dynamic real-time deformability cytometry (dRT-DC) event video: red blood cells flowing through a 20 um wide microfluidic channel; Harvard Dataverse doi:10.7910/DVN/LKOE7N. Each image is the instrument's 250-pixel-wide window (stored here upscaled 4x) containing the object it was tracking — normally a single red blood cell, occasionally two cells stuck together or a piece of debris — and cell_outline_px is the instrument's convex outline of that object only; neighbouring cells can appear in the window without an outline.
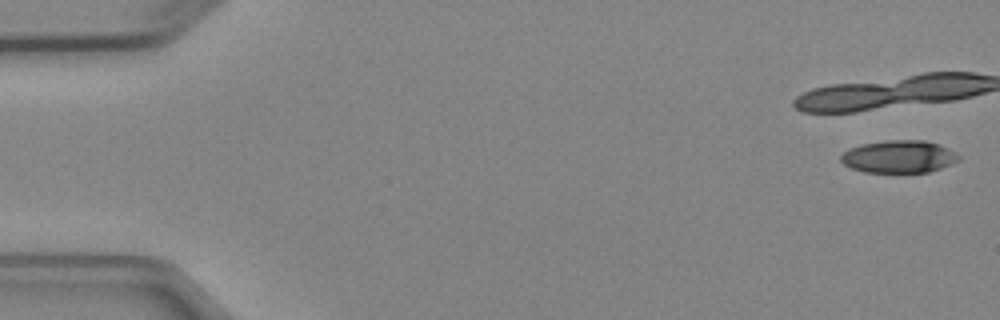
{"species": "Egyptian fruit bat (a non-hibernating species)", "species_latin": "Rousettus aegyptiacus", "temperature_condition": "cold", "stored_images_in_passage": 5, "camera_frame_rate_fps": 3000, "um_per_image_px": 0.085, "animal": {"sex": "female"}, "frame": {"image": 1, "passage_image": 1, "time_ms": 0.0, "image_size_px": [1000, 320], "cell_outline_px": [[960, 160], [940, 168], [928, 172], [864, 172], [852, 168], [844, 164], [840, 160], [840, 156], [844, 152], [860, 144], [888, 140], [924, 140], [940, 144], [956, 152], [960, 156]], "centroid_in_image_um": [76.43, 13.31], "position_along_channel_um": 8.6, "area_um2": 22.31}}